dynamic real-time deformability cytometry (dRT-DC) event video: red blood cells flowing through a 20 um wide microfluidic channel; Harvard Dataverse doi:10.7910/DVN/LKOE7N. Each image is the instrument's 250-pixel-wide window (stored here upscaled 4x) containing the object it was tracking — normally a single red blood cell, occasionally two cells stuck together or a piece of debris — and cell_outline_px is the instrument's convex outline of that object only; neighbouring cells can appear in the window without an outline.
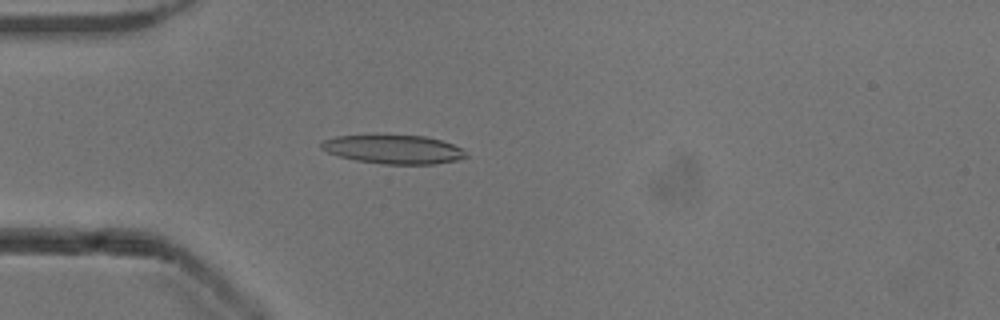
{"species": "common noctule bat (a hibernating species)", "species_latin": "Nyctalus noctula", "temperature_condition": "cold", "stored_images_in_passage": 32, "camera_frame_rate_fps": 3000, "um_per_image_px": 0.085, "animal": {"sex": "male", "body_mass_g": 13.3}, "frame": {"image": 1, "passage_image": 4, "time_ms": 1.0, "image_size_px": [1000, 320], "cell_outline_px": [[468, 156], [456, 160], [432, 164], [384, 164], [356, 160], [340, 156], [328, 152], [320, 148], [320, 144], [324, 140], [336, 136], [376, 132], [428, 136], [452, 144], [460, 148]], "centroid_in_image_um": [33.38, 12.63], "position_along_channel_um": 51.6, "area_um2": 25.09}}
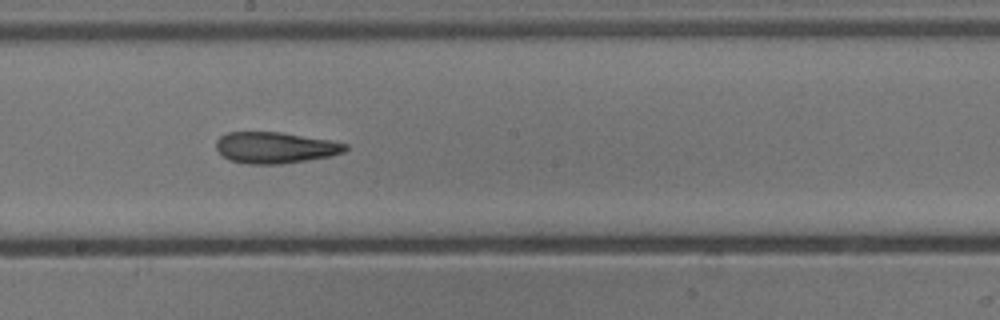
{"frame": {"image": 2, "passage_image": 18, "time_ms": 5.667, "image_size_px": [1000, 320], "cell_outline_px": [[348, 148], [344, 152], [328, 156], [280, 164], [248, 164], [228, 160], [216, 148], [216, 140], [220, 136], [228, 132], [280, 132], [328, 140], [348, 144]], "centroid_in_image_um": [23.35, 12.54], "position_along_channel_um": 224.8, "area_um2": 23.29}}
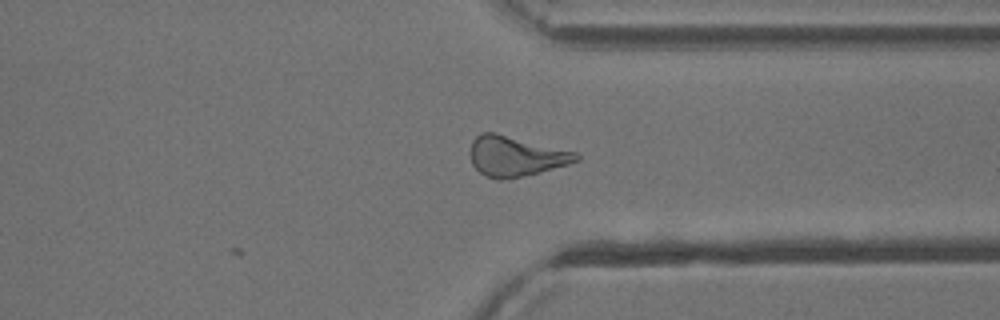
{"frame": {"image": 3, "passage_image": 29, "time_ms": 9.333, "image_size_px": [1000, 320], "cell_outline_px": [[580, 160], [568, 164], [508, 180], [496, 180], [484, 176], [472, 164], [468, 152], [472, 140], [480, 132], [496, 132], [576, 152], [580, 156]], "centroid_in_image_um": [43.77, 13.27], "position_along_channel_um": 367.6, "area_um2": 25.09}, "authors_computed_cell_mechanics": {"area_um2": 23.6402, "velocity_mm_per_s": 3.9132, "shape_relaxation_time_tau1_ms": null, "shape_relaxation_time_tau2_ms": 5.0846, "deformation_change_tau1": null, "deformation_change_tau2": 0.1697}}